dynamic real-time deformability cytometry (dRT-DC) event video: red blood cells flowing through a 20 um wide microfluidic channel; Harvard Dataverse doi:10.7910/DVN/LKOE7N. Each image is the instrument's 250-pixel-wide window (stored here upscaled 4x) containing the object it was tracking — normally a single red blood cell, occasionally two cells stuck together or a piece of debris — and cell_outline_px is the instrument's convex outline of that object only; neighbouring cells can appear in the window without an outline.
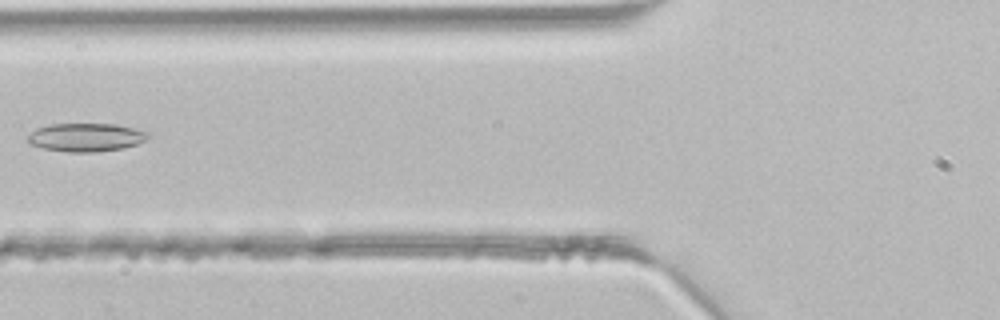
{"species": "common noctule bat (a hibernating species)", "species_latin": "Nyctalus noctula", "temperature_condition": "room temperature", "stored_images_in_passage": 4, "camera_frame_rate_fps": 3000, "um_per_image_px": 0.085, "animal": {"sex": "male", "body_mass_g": 21.5, "forearm_length_mm": 52.0}, "frame": {"image": 1, "passage_image": 4, "time_ms": 1.0, "image_size_px": [1000, 320], "cell_outline_px": [[148, 136], [144, 140], [136, 144], [124, 148], [96, 152], [68, 152], [44, 148], [32, 144], [28, 140], [28, 136], [36, 128], [48, 124], [116, 124], [148, 132]], "centroid_in_image_um": [7.3, 11.67], "position_along_channel_um": 118.5, "area_um2": 19.65}}